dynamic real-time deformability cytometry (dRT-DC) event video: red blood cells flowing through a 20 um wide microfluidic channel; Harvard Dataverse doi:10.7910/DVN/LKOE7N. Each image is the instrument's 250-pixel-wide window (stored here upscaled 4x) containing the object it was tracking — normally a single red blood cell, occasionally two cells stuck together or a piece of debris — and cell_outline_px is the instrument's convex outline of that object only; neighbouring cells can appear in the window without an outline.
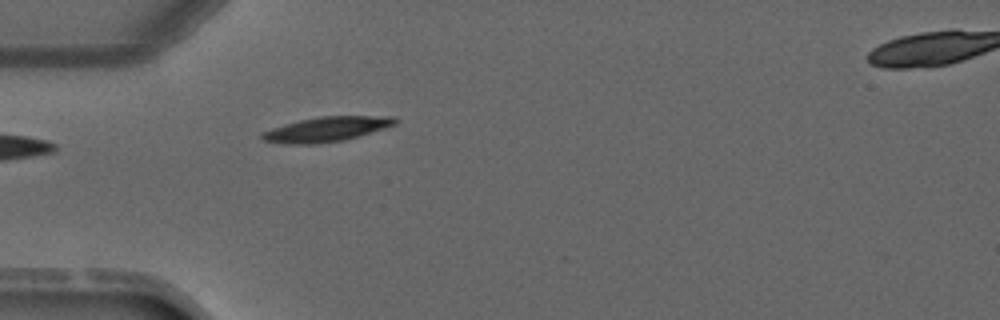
{"species": "common noctule bat (a hibernating species)", "species_latin": "Nyctalus noctula", "temperature_condition": "warm", "stored_images_in_passage": 5, "segment_of_instrument_passage": [1, 2], "camera_frame_rate_fps": 3000, "um_per_image_px": 0.085, "animal": {"sex": "male", "forearm_length_mm": 52.5}, "frame": {"image": 1, "passage_image": 4, "time_ms": 3.667, "image_size_px": [1000, 320], "cell_outline_px": [[400, 120], [396, 124], [384, 128], [344, 140], [316, 144], [288, 144], [264, 140], [260, 136], [260, 132], [284, 124], [300, 120], [320, 116], [396, 116]], "centroid_in_image_um": [27.77, 10.97], "position_along_channel_um": 57.2, "area_um2": 19.19}}